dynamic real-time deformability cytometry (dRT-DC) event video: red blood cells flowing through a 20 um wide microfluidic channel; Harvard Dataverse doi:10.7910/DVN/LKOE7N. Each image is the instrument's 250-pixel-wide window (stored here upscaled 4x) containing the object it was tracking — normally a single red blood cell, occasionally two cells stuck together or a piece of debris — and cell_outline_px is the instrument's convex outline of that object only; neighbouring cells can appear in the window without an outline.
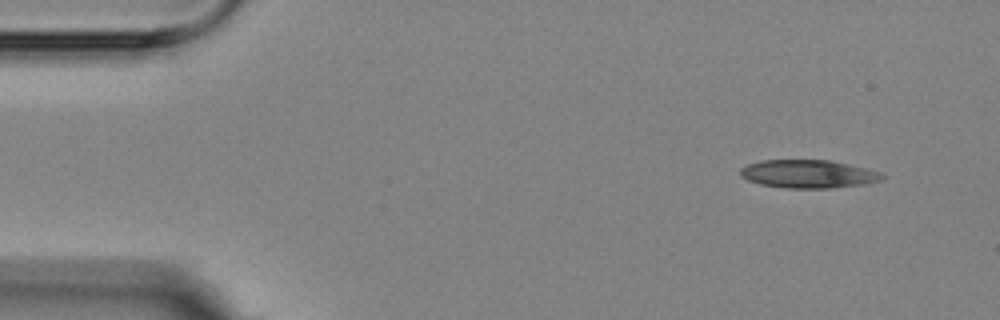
{"species": "Egyptian fruit bat (a non-hibernating species)", "species_latin": "Rousettus aegyptiacus", "temperature_condition": "room temperature", "stored_images_in_passage": 4, "camera_frame_rate_fps": 3000, "um_per_image_px": 0.085, "animal": {"sex": "female"}, "frame": {"image": 1, "passage_image": 1, "time_ms": 0.0, "image_size_px": [1000, 320], "cell_outline_px": [[888, 176], [884, 180], [868, 184], [832, 188], [788, 188], [760, 184], [748, 180], [740, 176], [740, 168], [748, 164], [764, 160], [828, 160], [868, 168], [884, 172]], "centroid_in_image_um": [68.81, 14.79], "position_along_channel_um": 16.2, "area_um2": 23.64}}